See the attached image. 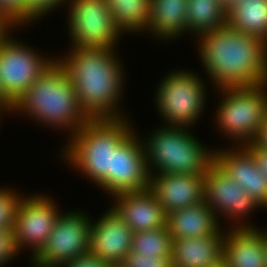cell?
Listing matches in <instances>:
<instances>
[{
    "instance_id": "obj_1",
    "label": "cell",
    "mask_w": 267,
    "mask_h": 267,
    "mask_svg": "<svg viewBox=\"0 0 267 267\" xmlns=\"http://www.w3.org/2000/svg\"><path fill=\"white\" fill-rule=\"evenodd\" d=\"M198 54L217 89L267 82V43L228 24L197 36Z\"/></svg>"
},
{
    "instance_id": "obj_2",
    "label": "cell",
    "mask_w": 267,
    "mask_h": 267,
    "mask_svg": "<svg viewBox=\"0 0 267 267\" xmlns=\"http://www.w3.org/2000/svg\"><path fill=\"white\" fill-rule=\"evenodd\" d=\"M69 51L56 61L72 81L83 112L90 119L126 117L118 111L125 74L114 48L72 46Z\"/></svg>"
},
{
    "instance_id": "obj_3",
    "label": "cell",
    "mask_w": 267,
    "mask_h": 267,
    "mask_svg": "<svg viewBox=\"0 0 267 267\" xmlns=\"http://www.w3.org/2000/svg\"><path fill=\"white\" fill-rule=\"evenodd\" d=\"M131 124L126 117L89 119L68 137L63 159L109 194L113 153L136 131Z\"/></svg>"
},
{
    "instance_id": "obj_4",
    "label": "cell",
    "mask_w": 267,
    "mask_h": 267,
    "mask_svg": "<svg viewBox=\"0 0 267 267\" xmlns=\"http://www.w3.org/2000/svg\"><path fill=\"white\" fill-rule=\"evenodd\" d=\"M11 112L75 134L90 119L81 109L66 71L55 60L28 88ZM66 128V129H65Z\"/></svg>"
},
{
    "instance_id": "obj_5",
    "label": "cell",
    "mask_w": 267,
    "mask_h": 267,
    "mask_svg": "<svg viewBox=\"0 0 267 267\" xmlns=\"http://www.w3.org/2000/svg\"><path fill=\"white\" fill-rule=\"evenodd\" d=\"M190 133L186 127L165 124L144 137L148 173L204 175L215 162V150L209 151Z\"/></svg>"
},
{
    "instance_id": "obj_6",
    "label": "cell",
    "mask_w": 267,
    "mask_h": 267,
    "mask_svg": "<svg viewBox=\"0 0 267 267\" xmlns=\"http://www.w3.org/2000/svg\"><path fill=\"white\" fill-rule=\"evenodd\" d=\"M267 82L260 86L221 88L218 129L238 146L256 142L267 116ZM231 138V139H230Z\"/></svg>"
},
{
    "instance_id": "obj_7",
    "label": "cell",
    "mask_w": 267,
    "mask_h": 267,
    "mask_svg": "<svg viewBox=\"0 0 267 267\" xmlns=\"http://www.w3.org/2000/svg\"><path fill=\"white\" fill-rule=\"evenodd\" d=\"M199 76L183 69L173 70L159 83L156 103L167 126L189 128L203 113L206 87Z\"/></svg>"
},
{
    "instance_id": "obj_8",
    "label": "cell",
    "mask_w": 267,
    "mask_h": 267,
    "mask_svg": "<svg viewBox=\"0 0 267 267\" xmlns=\"http://www.w3.org/2000/svg\"><path fill=\"white\" fill-rule=\"evenodd\" d=\"M9 36L7 32L0 37V88L14 106L56 57L42 56Z\"/></svg>"
},
{
    "instance_id": "obj_9",
    "label": "cell",
    "mask_w": 267,
    "mask_h": 267,
    "mask_svg": "<svg viewBox=\"0 0 267 267\" xmlns=\"http://www.w3.org/2000/svg\"><path fill=\"white\" fill-rule=\"evenodd\" d=\"M69 1L68 33L72 46L113 49L123 35L115 25L106 0Z\"/></svg>"
},
{
    "instance_id": "obj_10",
    "label": "cell",
    "mask_w": 267,
    "mask_h": 267,
    "mask_svg": "<svg viewBox=\"0 0 267 267\" xmlns=\"http://www.w3.org/2000/svg\"><path fill=\"white\" fill-rule=\"evenodd\" d=\"M62 214L57 218L44 247L32 261L46 266H61L88 255L91 218L79 210Z\"/></svg>"
},
{
    "instance_id": "obj_11",
    "label": "cell",
    "mask_w": 267,
    "mask_h": 267,
    "mask_svg": "<svg viewBox=\"0 0 267 267\" xmlns=\"http://www.w3.org/2000/svg\"><path fill=\"white\" fill-rule=\"evenodd\" d=\"M53 201V198L39 193L22 196L18 205L14 223L16 244L20 252L26 250V246L27 249L31 247L30 259L44 247L61 214L58 204Z\"/></svg>"
},
{
    "instance_id": "obj_12",
    "label": "cell",
    "mask_w": 267,
    "mask_h": 267,
    "mask_svg": "<svg viewBox=\"0 0 267 267\" xmlns=\"http://www.w3.org/2000/svg\"><path fill=\"white\" fill-rule=\"evenodd\" d=\"M204 179V201L215 212L218 219L223 215L233 220L234 228H255L254 225L242 220L253 212L252 210L262 206L258 201L244 192L242 187L216 162L205 172Z\"/></svg>"
},
{
    "instance_id": "obj_13",
    "label": "cell",
    "mask_w": 267,
    "mask_h": 267,
    "mask_svg": "<svg viewBox=\"0 0 267 267\" xmlns=\"http://www.w3.org/2000/svg\"><path fill=\"white\" fill-rule=\"evenodd\" d=\"M137 134L133 132L113 153L112 172H109L110 196L149 188L150 174L143 140Z\"/></svg>"
},
{
    "instance_id": "obj_14",
    "label": "cell",
    "mask_w": 267,
    "mask_h": 267,
    "mask_svg": "<svg viewBox=\"0 0 267 267\" xmlns=\"http://www.w3.org/2000/svg\"><path fill=\"white\" fill-rule=\"evenodd\" d=\"M102 216L91 222L88 254L108 263L124 262L132 250L134 232L113 207Z\"/></svg>"
},
{
    "instance_id": "obj_15",
    "label": "cell",
    "mask_w": 267,
    "mask_h": 267,
    "mask_svg": "<svg viewBox=\"0 0 267 267\" xmlns=\"http://www.w3.org/2000/svg\"><path fill=\"white\" fill-rule=\"evenodd\" d=\"M149 189L155 194L166 215L177 209L204 201V175L150 174Z\"/></svg>"
},
{
    "instance_id": "obj_16",
    "label": "cell",
    "mask_w": 267,
    "mask_h": 267,
    "mask_svg": "<svg viewBox=\"0 0 267 267\" xmlns=\"http://www.w3.org/2000/svg\"><path fill=\"white\" fill-rule=\"evenodd\" d=\"M215 162L242 187L244 192L258 201L262 208H267V178L258 169L254 157L244 146H234L226 150L216 148Z\"/></svg>"
},
{
    "instance_id": "obj_17",
    "label": "cell",
    "mask_w": 267,
    "mask_h": 267,
    "mask_svg": "<svg viewBox=\"0 0 267 267\" xmlns=\"http://www.w3.org/2000/svg\"><path fill=\"white\" fill-rule=\"evenodd\" d=\"M112 207L133 232L155 230L166 226V213L155 194L143 191L123 192L113 196Z\"/></svg>"
},
{
    "instance_id": "obj_18",
    "label": "cell",
    "mask_w": 267,
    "mask_h": 267,
    "mask_svg": "<svg viewBox=\"0 0 267 267\" xmlns=\"http://www.w3.org/2000/svg\"><path fill=\"white\" fill-rule=\"evenodd\" d=\"M229 230L225 231L223 243L222 262L225 266L266 267L264 229L231 226Z\"/></svg>"
},
{
    "instance_id": "obj_19",
    "label": "cell",
    "mask_w": 267,
    "mask_h": 267,
    "mask_svg": "<svg viewBox=\"0 0 267 267\" xmlns=\"http://www.w3.org/2000/svg\"><path fill=\"white\" fill-rule=\"evenodd\" d=\"M225 232L172 240V267H214L222 262Z\"/></svg>"
},
{
    "instance_id": "obj_20",
    "label": "cell",
    "mask_w": 267,
    "mask_h": 267,
    "mask_svg": "<svg viewBox=\"0 0 267 267\" xmlns=\"http://www.w3.org/2000/svg\"><path fill=\"white\" fill-rule=\"evenodd\" d=\"M215 212L203 201L177 209L166 215V226L172 240L204 237L222 231Z\"/></svg>"
},
{
    "instance_id": "obj_21",
    "label": "cell",
    "mask_w": 267,
    "mask_h": 267,
    "mask_svg": "<svg viewBox=\"0 0 267 267\" xmlns=\"http://www.w3.org/2000/svg\"><path fill=\"white\" fill-rule=\"evenodd\" d=\"M188 0H151V12L147 31L153 37L168 42L188 32ZM168 40V41H167Z\"/></svg>"
},
{
    "instance_id": "obj_22",
    "label": "cell",
    "mask_w": 267,
    "mask_h": 267,
    "mask_svg": "<svg viewBox=\"0 0 267 267\" xmlns=\"http://www.w3.org/2000/svg\"><path fill=\"white\" fill-rule=\"evenodd\" d=\"M227 24L267 43V0H239L227 11Z\"/></svg>"
},
{
    "instance_id": "obj_23",
    "label": "cell",
    "mask_w": 267,
    "mask_h": 267,
    "mask_svg": "<svg viewBox=\"0 0 267 267\" xmlns=\"http://www.w3.org/2000/svg\"><path fill=\"white\" fill-rule=\"evenodd\" d=\"M115 25L122 33H147L151 0H106Z\"/></svg>"
},
{
    "instance_id": "obj_24",
    "label": "cell",
    "mask_w": 267,
    "mask_h": 267,
    "mask_svg": "<svg viewBox=\"0 0 267 267\" xmlns=\"http://www.w3.org/2000/svg\"><path fill=\"white\" fill-rule=\"evenodd\" d=\"M227 24V10L218 0H188V31L199 36Z\"/></svg>"
},
{
    "instance_id": "obj_25",
    "label": "cell",
    "mask_w": 267,
    "mask_h": 267,
    "mask_svg": "<svg viewBox=\"0 0 267 267\" xmlns=\"http://www.w3.org/2000/svg\"><path fill=\"white\" fill-rule=\"evenodd\" d=\"M171 249L172 238L167 226L133 233L132 252L148 256L171 257Z\"/></svg>"
},
{
    "instance_id": "obj_26",
    "label": "cell",
    "mask_w": 267,
    "mask_h": 267,
    "mask_svg": "<svg viewBox=\"0 0 267 267\" xmlns=\"http://www.w3.org/2000/svg\"><path fill=\"white\" fill-rule=\"evenodd\" d=\"M20 195L8 187L0 188V230L14 229L16 211L22 199Z\"/></svg>"
},
{
    "instance_id": "obj_27",
    "label": "cell",
    "mask_w": 267,
    "mask_h": 267,
    "mask_svg": "<svg viewBox=\"0 0 267 267\" xmlns=\"http://www.w3.org/2000/svg\"><path fill=\"white\" fill-rule=\"evenodd\" d=\"M0 16L11 27L25 25L24 0H0Z\"/></svg>"
},
{
    "instance_id": "obj_28",
    "label": "cell",
    "mask_w": 267,
    "mask_h": 267,
    "mask_svg": "<svg viewBox=\"0 0 267 267\" xmlns=\"http://www.w3.org/2000/svg\"><path fill=\"white\" fill-rule=\"evenodd\" d=\"M67 0H24L25 4V25L31 24L32 20L37 21L48 12L54 11Z\"/></svg>"
},
{
    "instance_id": "obj_29",
    "label": "cell",
    "mask_w": 267,
    "mask_h": 267,
    "mask_svg": "<svg viewBox=\"0 0 267 267\" xmlns=\"http://www.w3.org/2000/svg\"><path fill=\"white\" fill-rule=\"evenodd\" d=\"M127 267H172L171 257L148 256L130 251L124 260Z\"/></svg>"
},
{
    "instance_id": "obj_30",
    "label": "cell",
    "mask_w": 267,
    "mask_h": 267,
    "mask_svg": "<svg viewBox=\"0 0 267 267\" xmlns=\"http://www.w3.org/2000/svg\"><path fill=\"white\" fill-rule=\"evenodd\" d=\"M20 254L17 248L14 229L0 230V267Z\"/></svg>"
},
{
    "instance_id": "obj_31",
    "label": "cell",
    "mask_w": 267,
    "mask_h": 267,
    "mask_svg": "<svg viewBox=\"0 0 267 267\" xmlns=\"http://www.w3.org/2000/svg\"><path fill=\"white\" fill-rule=\"evenodd\" d=\"M244 147L252 154L258 169L267 178V150L259 146L256 142L245 144Z\"/></svg>"
},
{
    "instance_id": "obj_32",
    "label": "cell",
    "mask_w": 267,
    "mask_h": 267,
    "mask_svg": "<svg viewBox=\"0 0 267 267\" xmlns=\"http://www.w3.org/2000/svg\"><path fill=\"white\" fill-rule=\"evenodd\" d=\"M60 267H110V263L88 254L66 262Z\"/></svg>"
},
{
    "instance_id": "obj_33",
    "label": "cell",
    "mask_w": 267,
    "mask_h": 267,
    "mask_svg": "<svg viewBox=\"0 0 267 267\" xmlns=\"http://www.w3.org/2000/svg\"><path fill=\"white\" fill-rule=\"evenodd\" d=\"M256 143L267 150V116L264 124L262 125V129L259 133V137L256 140Z\"/></svg>"
},
{
    "instance_id": "obj_34",
    "label": "cell",
    "mask_w": 267,
    "mask_h": 267,
    "mask_svg": "<svg viewBox=\"0 0 267 267\" xmlns=\"http://www.w3.org/2000/svg\"><path fill=\"white\" fill-rule=\"evenodd\" d=\"M220 4L228 11L230 10L239 0H218Z\"/></svg>"
},
{
    "instance_id": "obj_35",
    "label": "cell",
    "mask_w": 267,
    "mask_h": 267,
    "mask_svg": "<svg viewBox=\"0 0 267 267\" xmlns=\"http://www.w3.org/2000/svg\"><path fill=\"white\" fill-rule=\"evenodd\" d=\"M0 29L4 32L7 33L10 30L12 31L13 29L1 18L0 16Z\"/></svg>"
},
{
    "instance_id": "obj_36",
    "label": "cell",
    "mask_w": 267,
    "mask_h": 267,
    "mask_svg": "<svg viewBox=\"0 0 267 267\" xmlns=\"http://www.w3.org/2000/svg\"><path fill=\"white\" fill-rule=\"evenodd\" d=\"M0 102L4 103L10 110H12L13 105L2 95L0 88Z\"/></svg>"
},
{
    "instance_id": "obj_37",
    "label": "cell",
    "mask_w": 267,
    "mask_h": 267,
    "mask_svg": "<svg viewBox=\"0 0 267 267\" xmlns=\"http://www.w3.org/2000/svg\"><path fill=\"white\" fill-rule=\"evenodd\" d=\"M5 112V111H10L11 113V110L2 102H0V116H1V112Z\"/></svg>"
},
{
    "instance_id": "obj_38",
    "label": "cell",
    "mask_w": 267,
    "mask_h": 267,
    "mask_svg": "<svg viewBox=\"0 0 267 267\" xmlns=\"http://www.w3.org/2000/svg\"><path fill=\"white\" fill-rule=\"evenodd\" d=\"M31 260V263L33 264L32 266L34 267H60V266H46V265H42V264H39V263H36L35 261L32 262V259Z\"/></svg>"
},
{
    "instance_id": "obj_39",
    "label": "cell",
    "mask_w": 267,
    "mask_h": 267,
    "mask_svg": "<svg viewBox=\"0 0 267 267\" xmlns=\"http://www.w3.org/2000/svg\"><path fill=\"white\" fill-rule=\"evenodd\" d=\"M110 267H127L124 262L121 263H110Z\"/></svg>"
},
{
    "instance_id": "obj_40",
    "label": "cell",
    "mask_w": 267,
    "mask_h": 267,
    "mask_svg": "<svg viewBox=\"0 0 267 267\" xmlns=\"http://www.w3.org/2000/svg\"><path fill=\"white\" fill-rule=\"evenodd\" d=\"M264 236H265V241H266L265 251H266V261H267V229H266V231H264ZM266 267H267V263H266Z\"/></svg>"
},
{
    "instance_id": "obj_41",
    "label": "cell",
    "mask_w": 267,
    "mask_h": 267,
    "mask_svg": "<svg viewBox=\"0 0 267 267\" xmlns=\"http://www.w3.org/2000/svg\"><path fill=\"white\" fill-rule=\"evenodd\" d=\"M214 267H226L225 264L223 262H221L219 265L214 266Z\"/></svg>"
},
{
    "instance_id": "obj_42",
    "label": "cell",
    "mask_w": 267,
    "mask_h": 267,
    "mask_svg": "<svg viewBox=\"0 0 267 267\" xmlns=\"http://www.w3.org/2000/svg\"><path fill=\"white\" fill-rule=\"evenodd\" d=\"M4 34V32L0 29V37Z\"/></svg>"
}]
</instances>
